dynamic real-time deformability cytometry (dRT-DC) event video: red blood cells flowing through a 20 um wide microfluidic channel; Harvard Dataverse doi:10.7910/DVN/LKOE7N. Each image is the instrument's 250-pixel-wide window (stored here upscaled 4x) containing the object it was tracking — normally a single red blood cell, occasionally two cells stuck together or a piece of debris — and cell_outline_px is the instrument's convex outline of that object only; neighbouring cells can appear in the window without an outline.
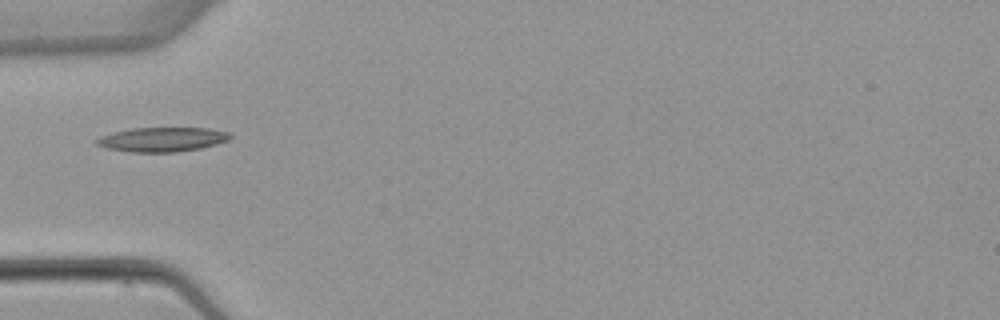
{"species": "common noctule bat (a hibernating species)", "species_latin": "Nyctalus noctula", "temperature_condition": "warm", "stored_images_in_passage": 6, "segment_of_instrument_passage": [2, 2], "camera_frame_rate_fps": 3000, "um_per_image_px": 0.085, "animal": {"sex": "female", "body_mass_g": 22.7, "forearm_length_mm": 54.2}, "frame": {"image": 1, "passage_image": 5, "time_ms": 5.667, "image_size_px": [1000, 320], "cell_outline_px": [[232, 136], [228, 140], [216, 144], [200, 148], [176, 152], [132, 152], [108, 148], [96, 144], [92, 140], [100, 136], [112, 132], [132, 128], [208, 128], [228, 132]], "centroid_in_image_um": [13.75, 11.85], "position_along_channel_um": 71.2, "area_um2": 18.96}}
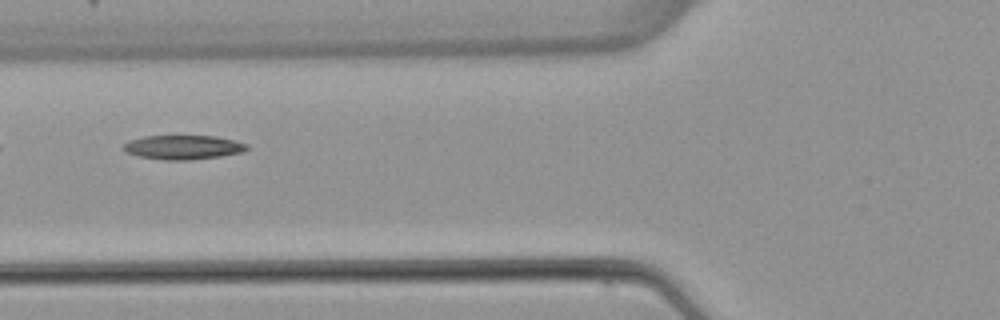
{"frame": {"image": 2, "passage_image": 6, "time_ms": 6.667, "image_size_px": [1000, 320], "cell_outline_px": [[248, 148], [244, 152], [220, 156], [192, 160], [164, 160], [140, 156], [124, 152], [124, 144], [128, 140], [144, 136], [216, 136], [248, 144]], "centroid_in_image_um": [15.56, 12.52], "position_along_channel_um": 110.2, "area_um2": 17.4}}